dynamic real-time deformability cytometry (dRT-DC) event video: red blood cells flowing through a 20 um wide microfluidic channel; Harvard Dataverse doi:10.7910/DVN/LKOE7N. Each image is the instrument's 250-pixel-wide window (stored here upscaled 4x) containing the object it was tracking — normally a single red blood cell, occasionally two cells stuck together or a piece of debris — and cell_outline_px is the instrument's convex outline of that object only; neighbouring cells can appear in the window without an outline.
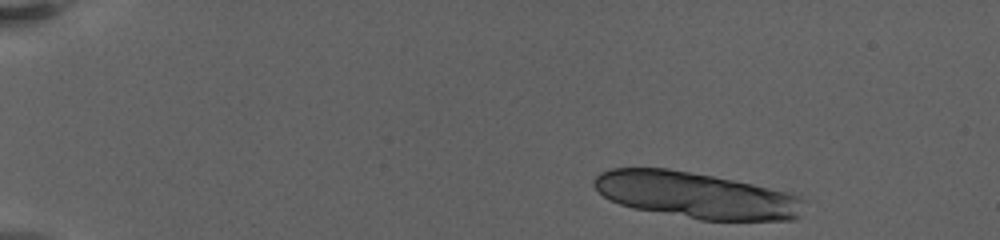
{"species": "human", "species_latin": "Homo sapiens", "temperature_condition": "warm", "stored_images_in_passage": 7, "camera_frame_rate_fps": 3000, "um_per_image_px": 0.085, "donor": {"sex": "female"}, "frame": {"image": 1, "passage_image": 1, "time_ms": 0.0, "image_size_px": [1000, 240], "cell_outline_px": [[808, 200], [800, 216], [796, 220], [700, 220], [632, 208], [620, 204], [604, 196], [592, 184], [592, 180], [600, 172], [612, 168], [668, 168], [712, 176], [752, 184], [800, 196]], "centroid_in_image_um": [59.18, 16.61], "position_along_channel_um": 25.8, "area_um2": 56.59}}